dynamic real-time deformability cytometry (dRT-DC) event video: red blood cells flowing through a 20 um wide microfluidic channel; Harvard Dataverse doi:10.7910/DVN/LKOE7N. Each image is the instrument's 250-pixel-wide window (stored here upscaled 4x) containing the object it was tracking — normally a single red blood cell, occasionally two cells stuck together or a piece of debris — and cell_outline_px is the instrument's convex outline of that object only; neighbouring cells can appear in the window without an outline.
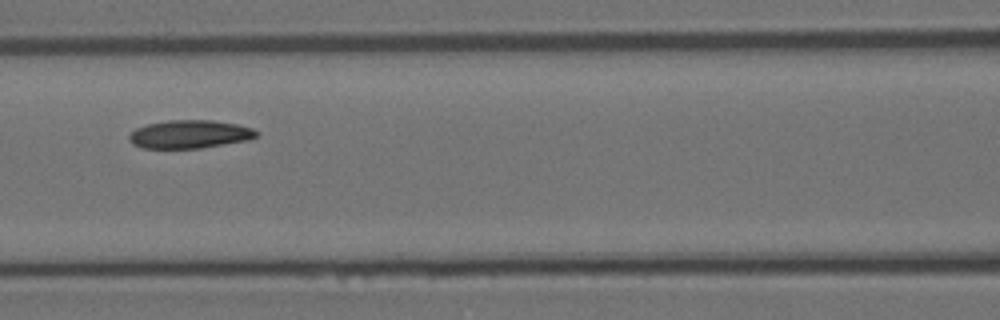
{"species": "Egyptian fruit bat (a non-hibernating species)", "species_latin": "Rousettus aegyptiacus", "temperature_condition": "room temperature", "stored_images_in_passage": 7, "camera_frame_rate_fps": 3000, "um_per_image_px": 0.085, "animal": {"sex": "female"}, "frame": {"image": 1, "passage_image": 5, "time_ms": 1.333, "image_size_px": [1000, 320], "cell_outline_px": [[260, 132], [256, 136], [248, 140], [200, 148], [144, 148], [132, 144], [128, 140], [128, 136], [136, 128], [148, 124], [168, 120], [212, 120], [236, 124], [252, 128]], "centroid_in_image_um": [16.11, 11.41], "position_along_channel_um": 150.5, "area_um2": 20.87}}
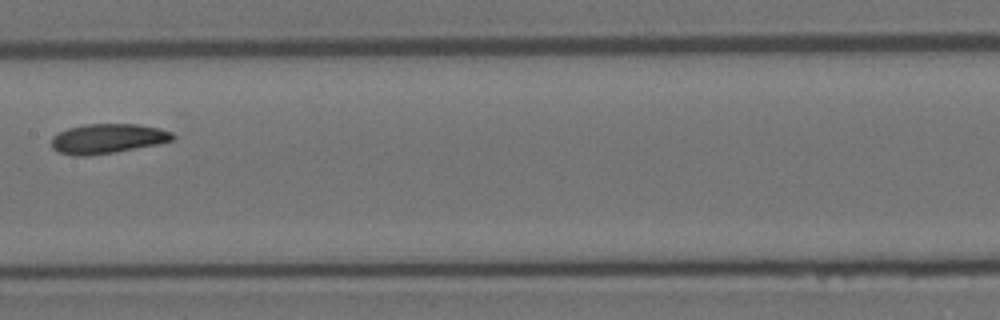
{"frame": {"image": 2, "passage_image": 6, "time_ms": 1.667, "image_size_px": [1000, 320], "cell_outline_px": [[176, 136], [172, 140], [160, 144], [116, 152], [88, 156], [72, 156], [60, 152], [52, 148], [52, 136], [68, 128], [84, 124], [136, 124], [160, 128], [172, 132]], "centroid_in_image_um": [9.17, 11.79], "position_along_channel_um": 198.2, "area_um2": 21.15}}
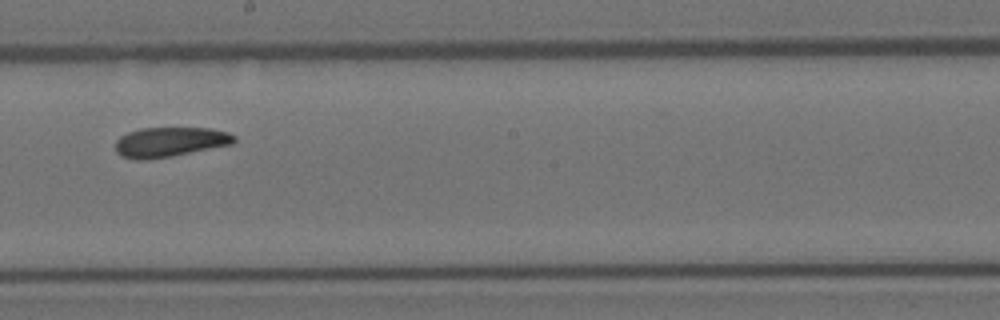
{"frame": {"image": 3, "passage_image": 7, "time_ms": 2.0, "image_size_px": [1000, 320], "cell_outline_px": [[236, 140], [232, 144], [172, 156], [144, 160], [136, 160], [120, 156], [116, 152], [116, 140], [120, 136], [128, 132], [140, 128], [212, 128], [228, 132], [236, 136]], "centroid_in_image_um": [14.43, 12.07], "position_along_channel_um": 233.8, "area_um2": 20.69}}